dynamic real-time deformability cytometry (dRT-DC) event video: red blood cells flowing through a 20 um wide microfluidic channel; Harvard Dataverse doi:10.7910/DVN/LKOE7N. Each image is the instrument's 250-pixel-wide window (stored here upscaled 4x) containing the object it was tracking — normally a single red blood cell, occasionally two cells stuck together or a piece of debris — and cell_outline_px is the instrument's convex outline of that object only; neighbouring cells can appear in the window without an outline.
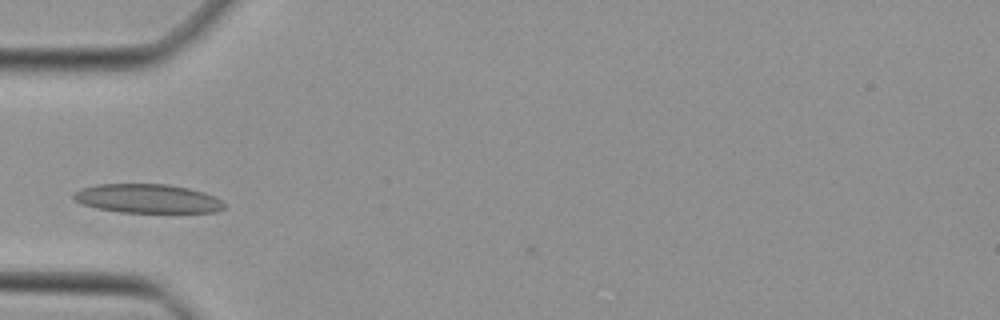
{"species": "Egyptian fruit bat (a non-hibernating species)", "species_latin": "Rousettus aegyptiacus", "temperature_condition": "cold", "stored_images_in_passage": 31, "camera_frame_rate_fps": 3000, "um_per_image_px": 0.085, "animal": {"sex": "female"}, "frame": {"image": 1, "passage_image": 1, "time_ms": 0.0, "image_size_px": [1000, 320], "cell_outline_px": [[224, 208], [216, 212], [120, 212], [96, 208], [84, 204], [76, 200], [72, 196], [72, 192], [80, 188], [96, 184], [168, 184], [188, 188], [204, 192], [220, 200], [224, 204]], "centroid_in_image_um": [12.49, 16.87], "position_along_channel_um": 72.5, "area_um2": 25.32}}
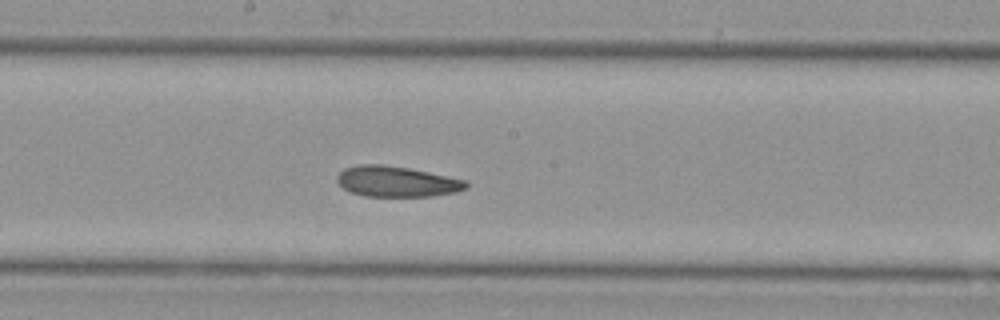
{"frame": {"image": 2, "passage_image": 11, "time_ms": 3.333, "image_size_px": [1000, 320], "cell_outline_px": [[468, 188], [456, 192], [432, 196], [364, 196], [348, 192], [336, 180], [336, 176], [344, 168], [360, 164], [380, 164], [408, 168], [428, 172], [464, 180], [468, 184]], "centroid_in_image_um": [33.68, 15.43], "position_along_channel_um": 214.5, "area_um2": 22.95}}
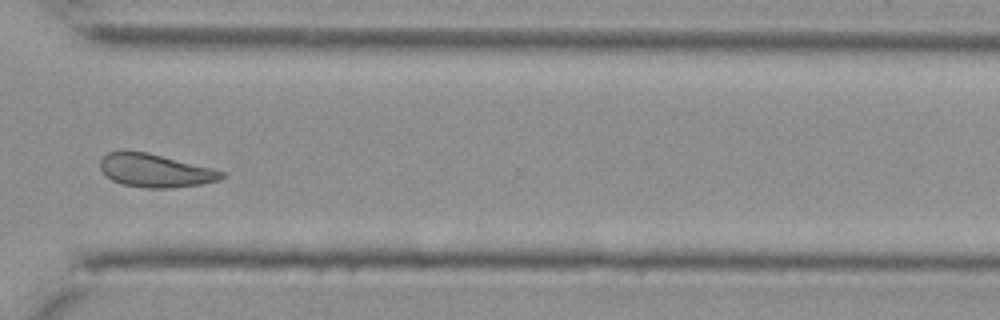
{"frame": {"image": 3, "passage_image": 21, "time_ms": 6.667, "image_size_px": [1000, 320], "cell_outline_px": [[224, 176], [220, 180], [200, 184], [172, 188], [144, 188], [120, 184], [112, 180], [100, 168], [100, 160], [108, 152], [148, 152], [212, 168], [224, 172]], "centroid_in_image_um": [13.21, 14.51], "position_along_channel_um": 357.4, "area_um2": 23.29}}